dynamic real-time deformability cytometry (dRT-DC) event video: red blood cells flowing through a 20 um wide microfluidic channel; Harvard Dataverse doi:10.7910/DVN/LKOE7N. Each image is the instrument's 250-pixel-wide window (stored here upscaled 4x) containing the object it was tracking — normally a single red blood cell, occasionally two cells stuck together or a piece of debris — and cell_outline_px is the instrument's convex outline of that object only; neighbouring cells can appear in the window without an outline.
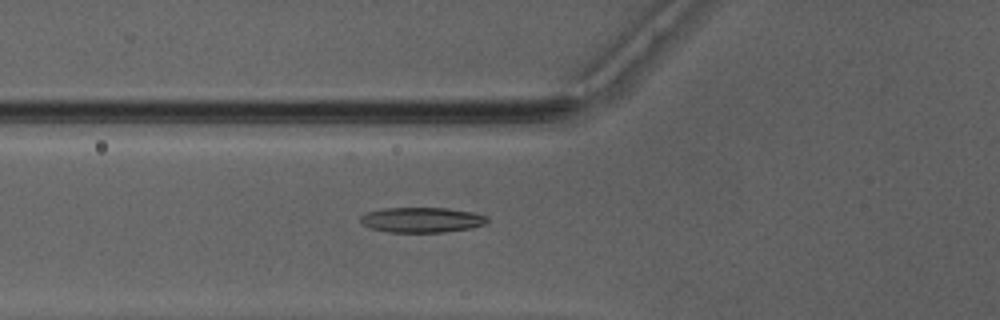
{"species": "Egyptian fruit bat (a non-hibernating species)", "species_latin": "Rousettus aegyptiacus", "temperature_condition": "warm", "stored_images_in_passage": 47, "camera_frame_rate_fps": 3000, "um_per_image_px": 0.085, "animal": {"sex": "male"}, "frame": {"image": 1, "passage_image": 16, "time_ms": 5.0, "image_size_px": [1000, 320], "cell_outline_px": [[488, 220], [484, 224], [472, 228], [444, 232], [388, 232], [368, 228], [360, 220], [360, 216], [368, 212], [380, 208], [448, 208], [472, 212], [488, 216]], "centroid_in_image_um": [35.84, 18.69], "position_along_channel_um": 90.0, "area_um2": 18.67}}
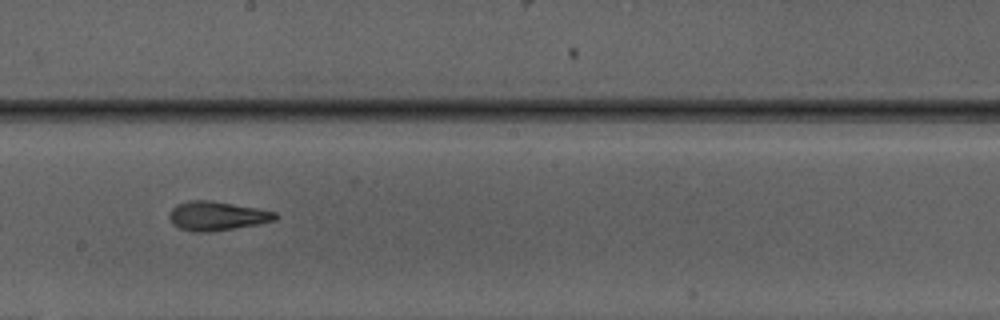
{"frame": {"image": 2, "passage_image": 26, "time_ms": 8.333, "image_size_px": [1000, 320], "cell_outline_px": [[280, 216], [276, 220], [260, 224], [212, 232], [192, 232], [180, 228], [172, 224], [168, 216], [172, 208], [176, 204], [188, 200], [208, 200], [256, 208], [276, 212]], "centroid_in_image_um": [18.44, 18.36], "position_along_channel_um": 229.8, "area_um2": 18.15}}
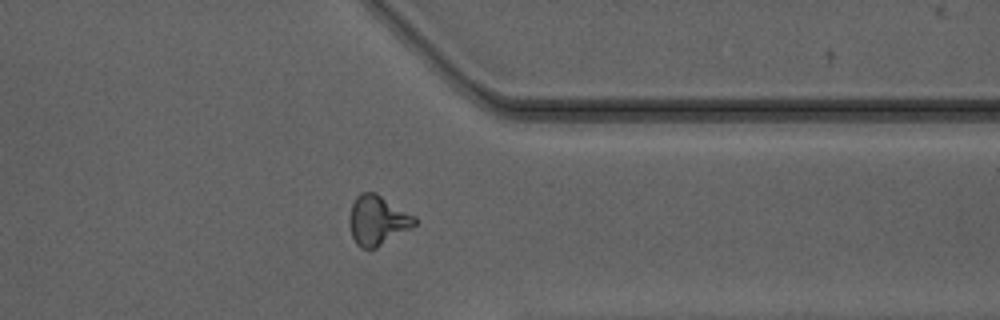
{"frame": {"image": 3, "passage_image": 37, "time_ms": 12.0, "image_size_px": [1000, 320], "cell_outline_px": [[416, 224], [376, 248], [360, 248], [356, 244], [352, 236], [348, 224], [348, 216], [352, 204], [356, 196], [360, 192], [376, 192], [416, 216]], "centroid_in_image_um": [32.05, 18.7], "position_along_channel_um": 379.4, "area_um2": 18.96}, "authors_computed_cell_mechanics": {"area_um2": 18.207, "velocity_mm_per_s": 4.1761, "shape_relaxation_time_tau1_ms": 3.8584, "shape_relaxation_time_tau2_ms": 1.8386, "deformation_change_tau1": 0.1506, "deformation_change_tau2": 0.1078}}